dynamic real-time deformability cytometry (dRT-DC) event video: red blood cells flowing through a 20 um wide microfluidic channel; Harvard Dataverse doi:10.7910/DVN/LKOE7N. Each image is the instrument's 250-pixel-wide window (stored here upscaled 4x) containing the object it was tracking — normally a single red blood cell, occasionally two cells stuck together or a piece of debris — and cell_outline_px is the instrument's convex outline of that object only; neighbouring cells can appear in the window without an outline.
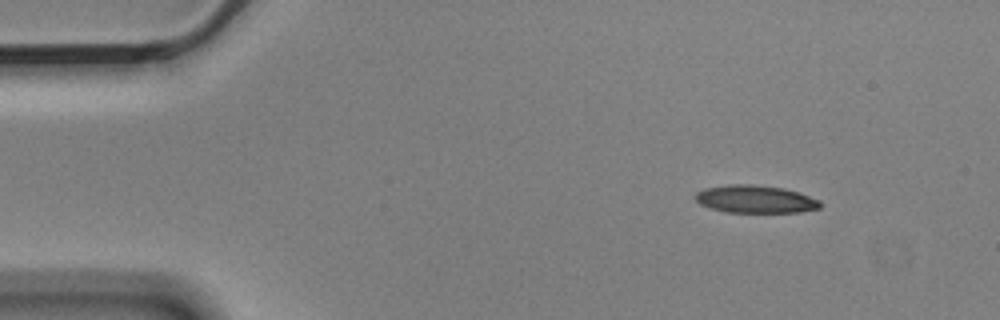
{"species": "Egyptian fruit bat (a non-hibernating species)", "species_latin": "Rousettus aegyptiacus", "temperature_condition": "cold", "stored_images_in_passage": 2, "segment_of_instrument_passage": [2, 2], "camera_frame_rate_fps": 3000, "um_per_image_px": 0.085, "animal": {"sex": "male"}, "frame": {"image": 1, "passage_image": 2, "time_ms": 0.333, "image_size_px": [1000, 320], "cell_outline_px": [[820, 208], [800, 212], [724, 212], [708, 208], [700, 204], [692, 196], [696, 192], [704, 188], [728, 184], [752, 184], [784, 188], [800, 192], [820, 200]], "centroid_in_image_um": [64.16, 16.92], "position_along_channel_um": 20.8, "area_um2": 20.46}}